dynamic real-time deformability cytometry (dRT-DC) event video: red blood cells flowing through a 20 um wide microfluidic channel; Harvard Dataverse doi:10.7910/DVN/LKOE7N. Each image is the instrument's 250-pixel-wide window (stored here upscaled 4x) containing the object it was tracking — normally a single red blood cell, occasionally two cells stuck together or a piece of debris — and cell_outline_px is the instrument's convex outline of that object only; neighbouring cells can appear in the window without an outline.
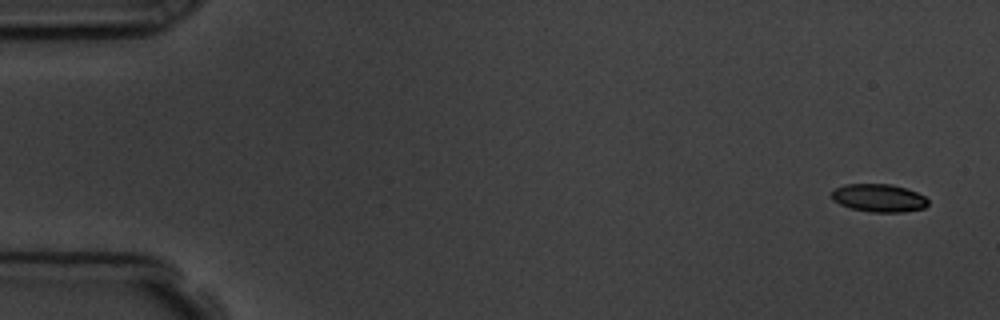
{"species": "common noctule bat (a hibernating species)", "species_latin": "Nyctalus noctula", "temperature_condition": "room temperature", "stored_images_in_passage": 4, "camera_frame_rate_fps": 3000, "um_per_image_px": 0.085, "animal": {"sex": "male", "body_mass_g": 19.5, "forearm_length_mm": 54.6}, "frame": {"image": 1, "passage_image": 1, "time_ms": 0.0, "image_size_px": [1000, 320], "cell_outline_px": [[928, 204], [924, 208], [904, 212], [872, 212], [852, 208], [840, 204], [832, 200], [832, 192], [836, 188], [844, 184], [892, 184], [916, 192], [924, 196], [928, 200]], "centroid_in_image_um": [74.7, 16.83], "position_along_channel_um": 10.3, "area_um2": 15.61}}
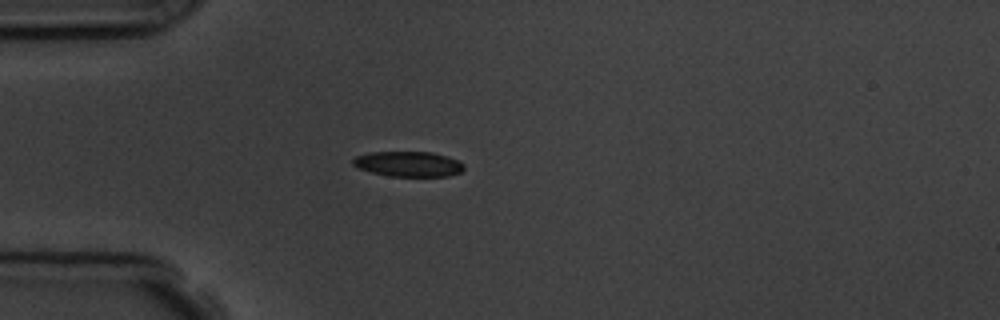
{"frame": {"image": 2, "passage_image": 4, "time_ms": 4.333, "image_size_px": [1000, 320], "cell_outline_px": [[464, 168], [460, 172], [448, 176], [388, 176], [356, 168], [352, 164], [352, 160], [356, 156], [372, 152], [432, 152], [448, 156], [460, 160], [464, 164]], "centroid_in_image_um": [34.72, 13.94], "position_along_channel_um": 50.3, "area_um2": 16.42}}